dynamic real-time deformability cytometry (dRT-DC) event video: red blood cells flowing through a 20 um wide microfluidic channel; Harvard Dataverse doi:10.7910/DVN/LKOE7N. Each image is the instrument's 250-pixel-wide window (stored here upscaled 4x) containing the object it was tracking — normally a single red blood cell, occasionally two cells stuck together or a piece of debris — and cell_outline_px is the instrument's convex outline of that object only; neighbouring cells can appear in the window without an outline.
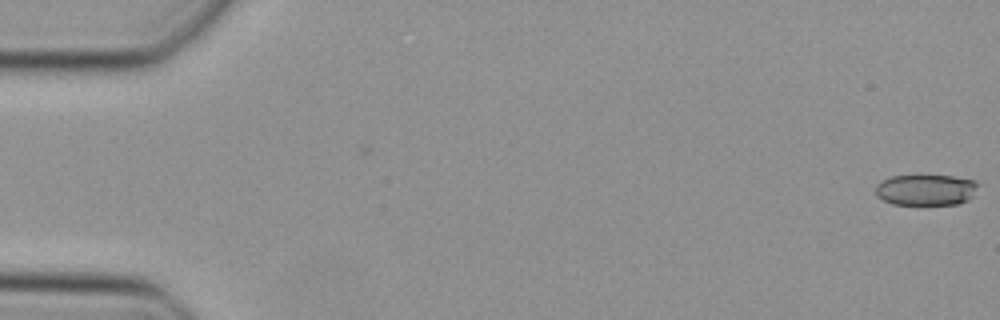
{"species": "Egyptian fruit bat (a non-hibernating species)", "species_latin": "Rousettus aegyptiacus", "temperature_condition": "cold", "stored_images_in_passage": 4, "camera_frame_rate_fps": 3000, "um_per_image_px": 0.085, "animal": {"sex": "female"}, "frame": {"image": 1, "passage_image": 4, "time_ms": 1.0, "image_size_px": [1000, 320], "cell_outline_px": [[980, 184], [972, 196], [968, 200], [956, 204], [892, 204], [876, 196], [876, 184], [880, 180], [892, 176], [920, 172], [952, 176], [976, 180]], "centroid_in_image_um": [78.69, 16.07], "position_along_channel_um": 6.3, "area_um2": 19.42}}